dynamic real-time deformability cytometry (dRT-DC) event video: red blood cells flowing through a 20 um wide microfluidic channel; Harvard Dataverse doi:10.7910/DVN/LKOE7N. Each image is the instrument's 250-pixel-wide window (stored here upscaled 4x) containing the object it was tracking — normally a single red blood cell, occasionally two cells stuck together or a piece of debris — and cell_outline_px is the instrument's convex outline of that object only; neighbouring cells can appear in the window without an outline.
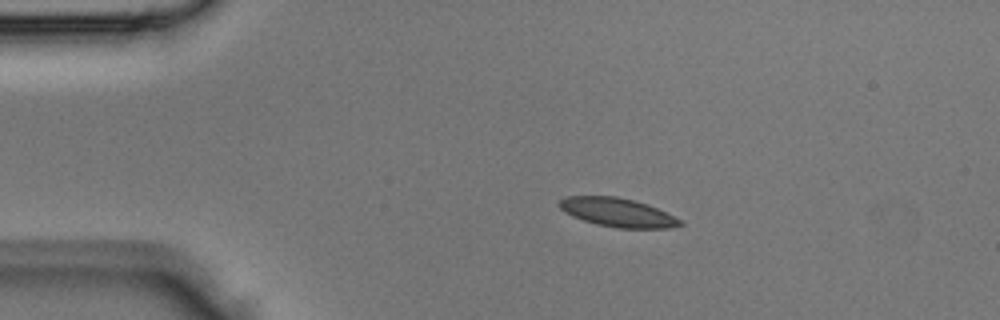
{"species": "Egyptian fruit bat (a non-hibernating species)", "species_latin": "Rousettus aegyptiacus", "temperature_condition": "room temperature", "stored_images_in_passage": 3, "camera_frame_rate_fps": 3000, "um_per_image_px": 0.085, "animal": {"sex": "male"}, "frame": {"image": 1, "passage_image": 2, "time_ms": 0.333, "image_size_px": [1000, 320], "cell_outline_px": [[684, 224], [672, 228], [616, 228], [596, 224], [572, 216], [564, 212], [560, 208], [560, 200], [564, 196], [616, 196], [648, 204], [680, 220]], "centroid_in_image_um": [52.47, 18.06], "position_along_channel_um": 32.5, "area_um2": 20.06}}